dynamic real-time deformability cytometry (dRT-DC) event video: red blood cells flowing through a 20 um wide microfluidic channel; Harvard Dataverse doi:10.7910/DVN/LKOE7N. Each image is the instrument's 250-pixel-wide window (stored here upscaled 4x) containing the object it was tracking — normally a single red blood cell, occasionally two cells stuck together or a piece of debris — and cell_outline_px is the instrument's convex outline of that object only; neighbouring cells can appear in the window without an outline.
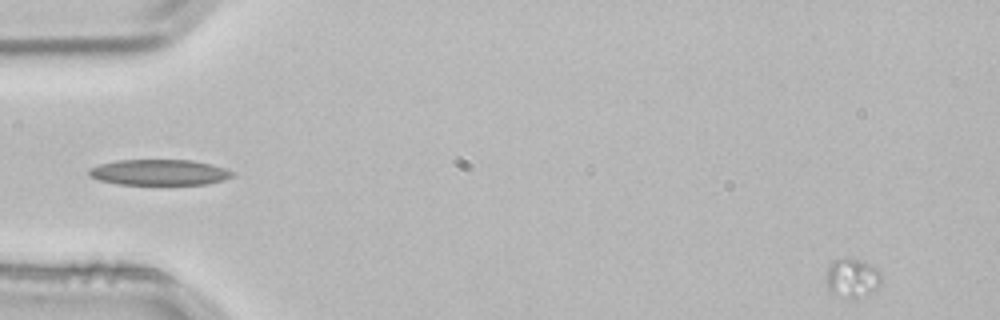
{"species": "common noctule bat (a hibernating species)", "species_latin": "Nyctalus noctula", "temperature_condition": "room temperature", "stored_images_in_passage": 3, "camera_frame_rate_fps": 3000, "um_per_image_px": 0.085, "animal": {"sex": "male", "body_mass_g": 21.5, "forearm_length_mm": 52.0}, "frame": {"image": 1, "passage_image": 3, "time_ms": 0.667, "image_size_px": [1000, 320], "cell_outline_px": [[880, 284], [876, 288], [856, 300], [828, 292], [824, 280], [828, 264], [832, 260], [864, 260], [876, 268], [880, 272]], "centroid_in_image_um": [72.37, 23.65], "position_along_channel_um": 12.6, "area_um2": 12.66}}